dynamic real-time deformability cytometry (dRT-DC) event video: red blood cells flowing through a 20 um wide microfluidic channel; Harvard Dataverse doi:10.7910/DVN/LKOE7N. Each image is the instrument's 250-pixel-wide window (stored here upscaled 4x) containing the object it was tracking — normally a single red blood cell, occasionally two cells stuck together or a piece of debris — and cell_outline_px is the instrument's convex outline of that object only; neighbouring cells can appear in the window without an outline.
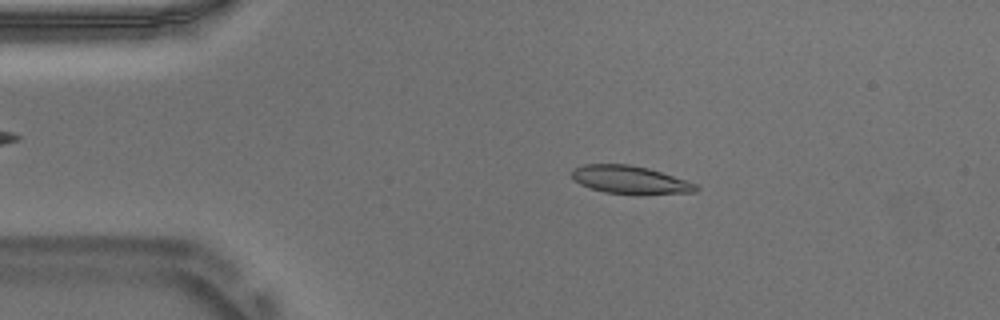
{"species": "Egyptian fruit bat (a non-hibernating species)", "species_latin": "Rousettus aegyptiacus", "temperature_condition": "warm", "stored_images_in_passage": 52, "camera_frame_rate_fps": 3000, "um_per_image_px": 0.085, "animal": {"sex": "male"}, "frame": {"image": 1, "passage_image": 9, "time_ms": 2.667, "image_size_px": [1000, 320], "cell_outline_px": [[700, 188], [696, 192], [640, 196], [636, 196], [604, 192], [580, 184], [572, 176], [572, 172], [576, 168], [584, 164], [628, 164], [648, 168], [696, 184]], "centroid_in_image_um": [53.6, 15.32], "position_along_channel_um": 31.4, "area_um2": 20.46}}
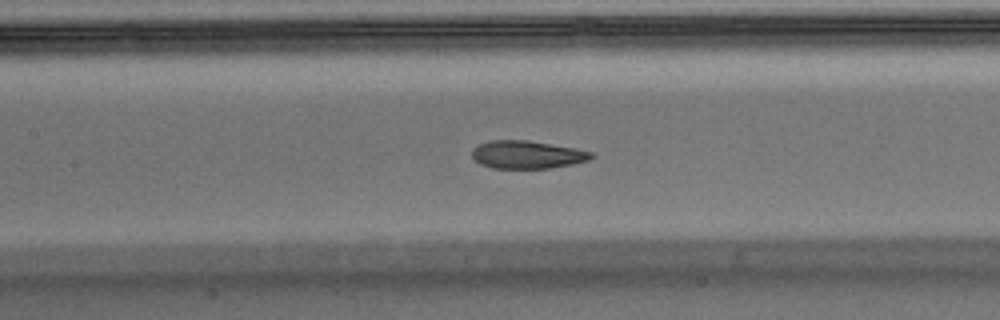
{"frame": {"image": 2, "passage_image": 23, "time_ms": 7.333, "image_size_px": [1000, 320], "cell_outline_px": [[596, 156], [588, 160], [572, 164], [552, 168], [492, 168], [480, 164], [472, 156], [472, 148], [488, 140], [528, 140], [576, 148], [596, 152]], "centroid_in_image_um": [44.85, 13.14], "position_along_channel_um": 162.6, "area_um2": 19.59}}
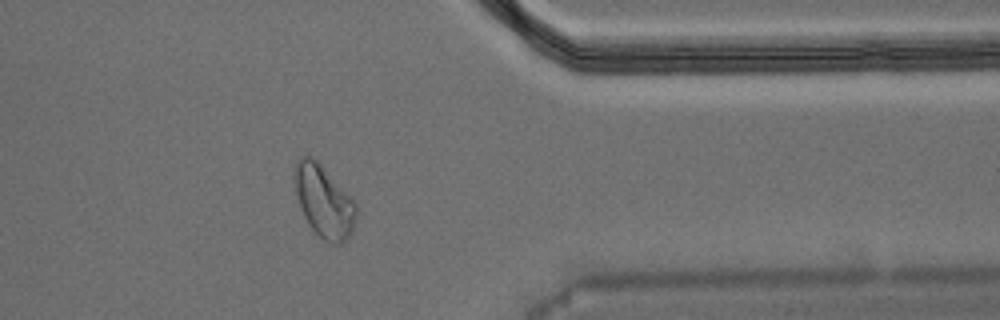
{"frame": {"image": 3, "passage_image": 42, "time_ms": 13.667, "image_size_px": [1000, 320], "cell_outline_px": [[356, 216], [352, 232], [340, 244], [328, 244], [308, 224], [300, 208], [292, 176], [292, 168], [296, 160], [300, 156], [312, 156], [356, 200]], "centroid_in_image_um": [27.51, 17.07], "position_along_channel_um": 383.9, "area_um2": 26.24}, "authors_computed_cell_mechanics": {"area_um2": 20.3456, "velocity_mm_per_s": 3.7209, "shape_relaxation_time_tau1_ms": 6.0317, "shape_relaxation_time_tau2_ms": 1.707, "deformation_change_tau1": 0.2069, "deformation_change_tau2": 0.084}}